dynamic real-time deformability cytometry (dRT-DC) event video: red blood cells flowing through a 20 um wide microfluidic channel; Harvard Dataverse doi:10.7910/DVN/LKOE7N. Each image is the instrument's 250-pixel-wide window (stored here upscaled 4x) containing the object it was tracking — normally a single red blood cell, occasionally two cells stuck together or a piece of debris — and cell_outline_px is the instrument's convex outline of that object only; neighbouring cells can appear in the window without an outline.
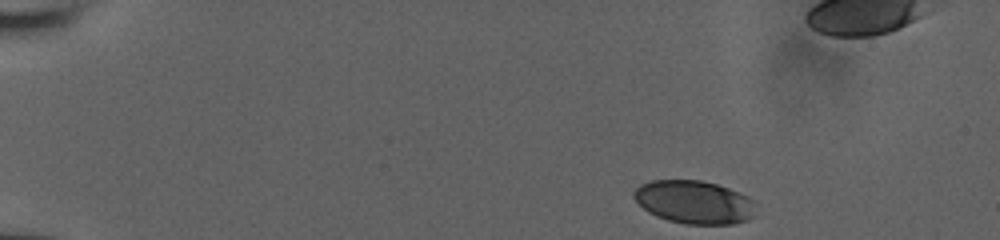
{"species": "human", "species_latin": "Homo sapiens", "temperature_condition": "room temperature", "stored_images_in_passage": 58, "camera_frame_rate_fps": 3000, "um_per_image_px": 0.085, "donor": {"sex": "male"}, "frame": {"image": 1, "passage_image": 1, "time_ms": 0.0, "image_size_px": [1000, 240], "cell_outline_px": [[752, 216], [748, 220], [732, 224], [684, 224], [668, 220], [656, 216], [648, 212], [632, 196], [632, 192], [640, 184], [652, 180], [700, 180], [716, 184], [728, 188], [748, 196], [752, 200]], "centroid_in_image_um": [58.95, 17.17], "position_along_channel_um": 26.0, "area_um2": 30.46}}
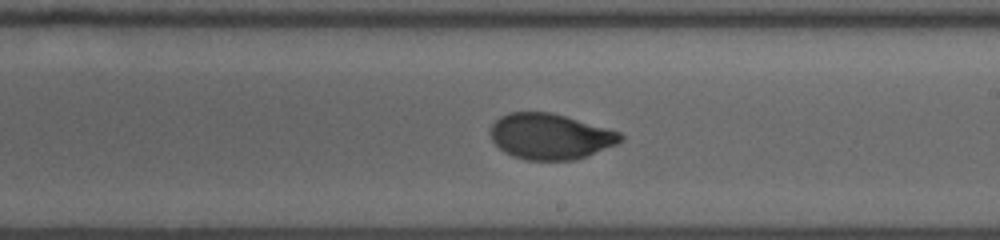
{"frame": {"image": 2, "passage_image": 37, "time_ms": 8.667, "image_size_px": [1000, 240], "cell_outline_px": [[624, 140], [616, 144], [576, 160], [524, 160], [512, 156], [504, 152], [492, 140], [488, 132], [492, 124], [500, 116], [508, 112], [552, 112], [608, 128], [620, 132], [624, 136]], "centroid_in_image_um": [46.75, 11.59], "position_along_channel_um": 242.3, "area_um2": 34.91}}
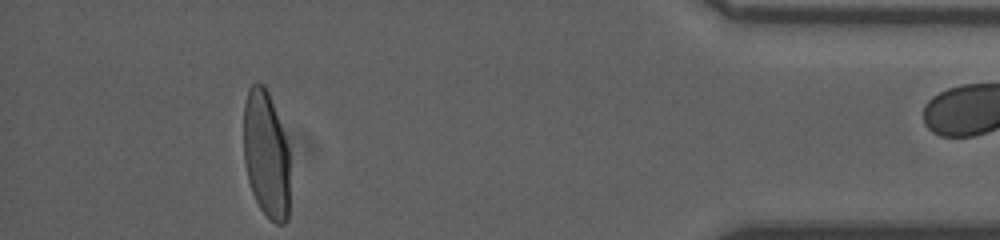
{"frame": {"image": 3, "passage_image": 54, "time_ms": 14.333, "image_size_px": [1000, 240], "cell_outline_px": [[288, 220], [284, 224], [276, 224], [260, 208], [252, 192], [248, 180], [244, 160], [244, 104], [248, 88], [256, 80], [264, 84], [268, 92], [288, 144]], "centroid_in_image_um": [22.61, 13.09], "position_along_channel_um": 412.6, "area_um2": 34.22}, "authors_computed_cell_mechanics": {"area_um2": 34.6222, "velocity_mm_per_s": 3.8263, "shape_relaxation_time_tau1_ms": 4.4373, "shape_relaxation_time_tau2_ms": null, "deformation_change_tau1": 0.1929, "deformation_change_tau2": null}}